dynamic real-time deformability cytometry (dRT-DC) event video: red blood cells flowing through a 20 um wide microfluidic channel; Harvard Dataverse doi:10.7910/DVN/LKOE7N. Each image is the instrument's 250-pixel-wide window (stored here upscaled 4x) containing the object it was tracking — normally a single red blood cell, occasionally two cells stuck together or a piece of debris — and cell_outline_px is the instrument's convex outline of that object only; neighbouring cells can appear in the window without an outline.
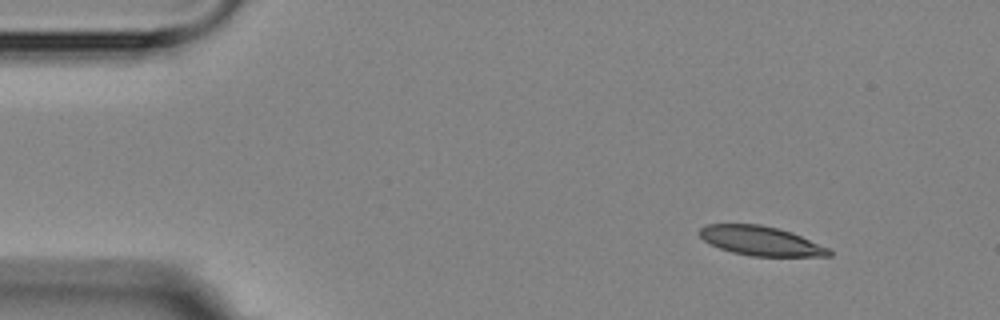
{"species": "Egyptian fruit bat (a non-hibernating species)", "species_latin": "Rousettus aegyptiacus", "temperature_condition": "room temperature", "stored_images_in_passage": 10, "camera_frame_rate_fps": 3000, "um_per_image_px": 0.085, "animal": {"sex": "female"}, "frame": {"image": 1, "passage_image": 1, "time_ms": 0.0, "image_size_px": [1000, 320], "cell_outline_px": [[832, 256], [752, 256], [732, 252], [720, 248], [704, 240], [696, 232], [700, 228], [708, 224], [760, 224], [792, 232], [828, 248], [832, 252]], "centroid_in_image_um": [64.65, 20.47], "position_along_channel_um": 20.4, "area_um2": 21.96}}
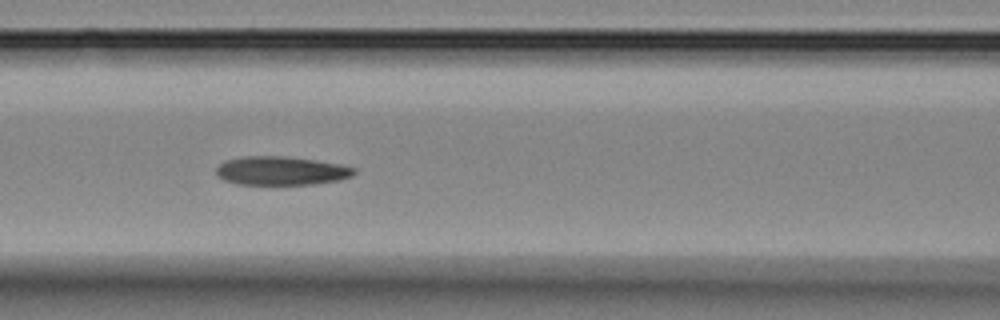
{"frame": {"image": 2, "passage_image": 6, "time_ms": 5.667, "image_size_px": [1000, 320], "cell_outline_px": [[356, 172], [352, 176], [340, 180], [312, 184], [236, 184], [224, 180], [216, 176], [216, 168], [224, 160], [244, 156], [284, 156], [316, 160], [340, 164], [356, 168]], "centroid_in_image_um": [23.89, 14.51], "position_along_channel_um": 142.7, "area_um2": 23.18}}
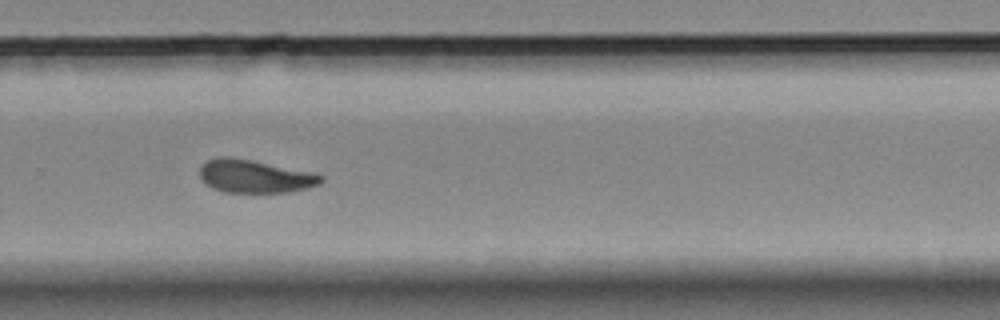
{"frame": {"image": 3, "passage_image": 10, "time_ms": 10.333, "image_size_px": [1000, 320], "cell_outline_px": [[324, 180], [320, 184], [288, 192], [224, 192], [212, 188], [200, 176], [200, 168], [208, 160], [216, 156], [232, 156], [312, 172], [324, 176]], "centroid_in_image_um": [21.66, 14.97], "position_along_channel_um": 308.1, "area_um2": 23.24}}